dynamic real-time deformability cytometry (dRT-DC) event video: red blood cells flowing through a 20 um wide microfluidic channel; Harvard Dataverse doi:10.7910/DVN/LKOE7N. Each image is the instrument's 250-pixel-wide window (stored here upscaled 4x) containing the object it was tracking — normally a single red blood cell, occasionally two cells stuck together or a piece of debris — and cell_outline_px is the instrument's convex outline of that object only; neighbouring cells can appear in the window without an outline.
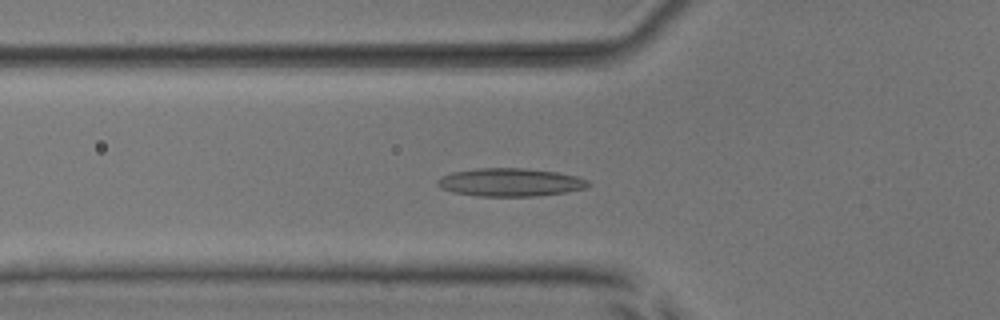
{"species": "common noctule bat (a hibernating species)", "species_latin": "Nyctalus noctula", "temperature_condition": "room temperature", "stored_images_in_passage": 40, "camera_frame_rate_fps": 3000, "um_per_image_px": 0.085, "animal": {"sex": "male", "body_mass_g": 17.9, "forearm_length_mm": 54.2}, "frame": {"image": 1, "passage_image": 6, "time_ms": 1.667, "image_size_px": [1000, 320], "cell_outline_px": [[592, 184], [584, 188], [564, 192], [536, 196], [476, 196], [452, 192], [440, 188], [436, 184], [436, 180], [452, 172], [476, 168], [524, 168], [556, 172], [576, 176], [588, 180]], "centroid_in_image_um": [43.34, 15.49], "position_along_channel_um": 82.5, "area_um2": 24.68}}
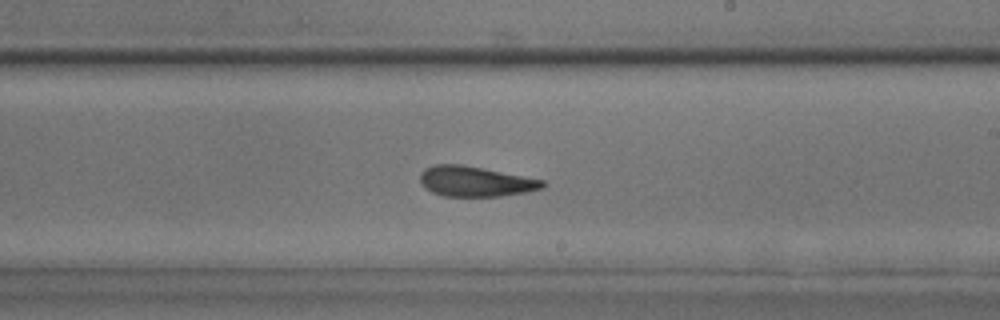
{"frame": {"image": 2, "passage_image": 19, "time_ms": 6.0, "image_size_px": [1000, 320], "cell_outline_px": [[548, 184], [544, 188], [528, 192], [500, 196], [444, 196], [432, 192], [424, 188], [420, 180], [420, 172], [424, 168], [436, 164], [460, 164], [484, 168], [544, 180]], "centroid_in_image_um": [40.42, 15.42], "position_along_channel_um": 248.6, "area_um2": 21.79}}
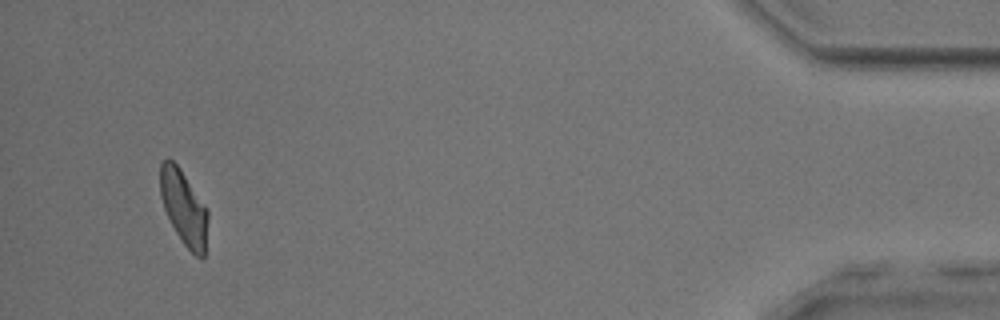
{"frame": {"image": 3, "passage_image": 38, "time_ms": 12.333, "image_size_px": [1000, 320], "cell_outline_px": [[208, 220], [204, 260], [200, 260], [184, 244], [176, 232], [164, 208], [160, 196], [160, 164], [168, 156], [180, 168], [208, 208]], "centroid_in_image_um": [15.64, 17.64], "position_along_channel_um": 419.6, "area_um2": 20.92}, "authors_computed_cell_mechanics": {"area_um2": 21.6172, "velocity_mm_per_s": 3.8399, "shape_relaxation_time_tau1_ms": null, "shape_relaxation_time_tau2_ms": 3.4069, "deformation_change_tau1": null, "deformation_change_tau2": 0.113}}